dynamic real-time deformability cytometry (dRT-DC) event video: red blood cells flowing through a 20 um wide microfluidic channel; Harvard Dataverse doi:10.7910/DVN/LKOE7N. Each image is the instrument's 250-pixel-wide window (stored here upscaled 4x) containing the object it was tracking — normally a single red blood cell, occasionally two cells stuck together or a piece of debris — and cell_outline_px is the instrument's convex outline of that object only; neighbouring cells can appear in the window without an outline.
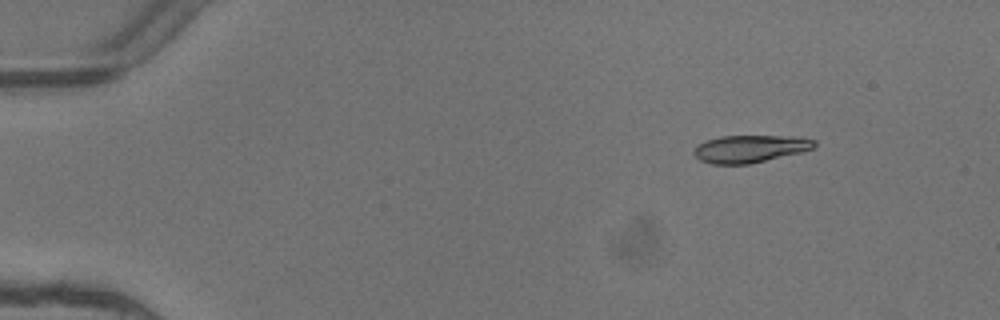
{"species": "common noctule bat (a hibernating species)", "species_latin": "Nyctalus noctula", "temperature_condition": "warm", "stored_images_in_passage": 5, "camera_frame_rate_fps": 3000, "um_per_image_px": 0.085, "animal": {"sex": "female"}, "frame": {"image": 1, "passage_image": 2, "time_ms": 0.333, "image_size_px": [1000, 320], "cell_outline_px": [[816, 148], [800, 152], [748, 164], [712, 164], [700, 160], [692, 152], [704, 140], [720, 136], [800, 136], [816, 140]], "centroid_in_image_um": [63.78, 12.63], "position_along_channel_um": 21.2, "area_um2": 19.25}}
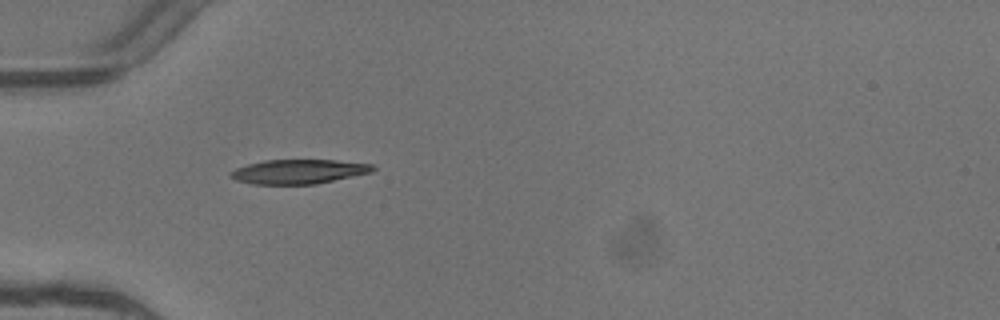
{"frame": {"image": 2, "passage_image": 4, "time_ms": 1.0, "image_size_px": [1000, 320], "cell_outline_px": [[376, 168], [372, 172], [316, 184], [252, 184], [236, 180], [228, 176], [228, 172], [236, 168], [248, 164], [264, 160], [336, 160], [372, 164]], "centroid_in_image_um": [25.36, 14.58], "position_along_channel_um": 59.6, "area_um2": 20.23}}
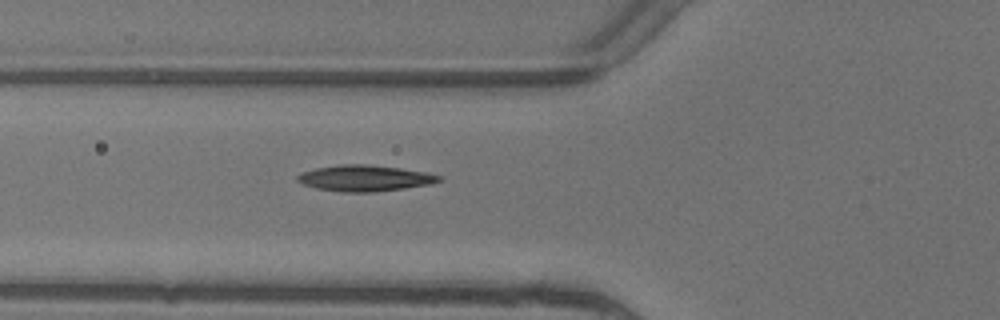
{"frame": {"image": 3, "passage_image": 5, "time_ms": 1.333, "image_size_px": [1000, 320], "cell_outline_px": [[444, 180], [432, 184], [404, 188], [372, 192], [344, 192], [316, 188], [304, 184], [296, 180], [296, 176], [300, 172], [316, 168], [340, 164], [368, 164], [400, 168], [428, 172], [440, 176]], "centroid_in_image_um": [31.02, 15.14], "position_along_channel_um": 94.8, "area_um2": 21.62}}